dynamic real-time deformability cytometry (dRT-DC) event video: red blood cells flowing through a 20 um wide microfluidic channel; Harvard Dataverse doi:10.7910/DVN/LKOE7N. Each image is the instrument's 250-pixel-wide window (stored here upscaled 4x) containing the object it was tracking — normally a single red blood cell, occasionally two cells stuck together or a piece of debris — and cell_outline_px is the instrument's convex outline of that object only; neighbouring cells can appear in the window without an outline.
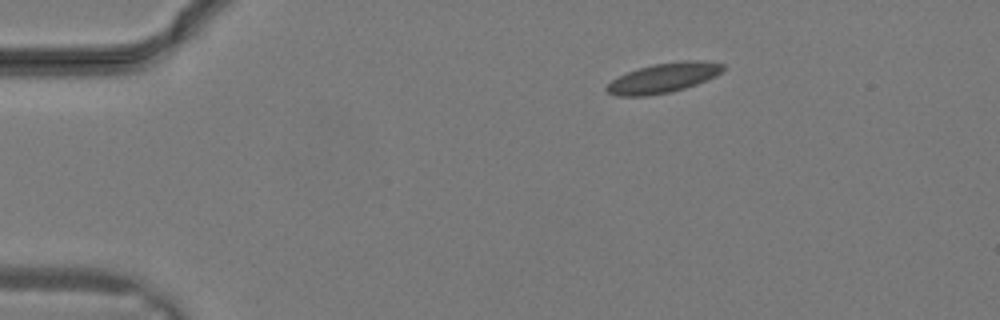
{"species": "common noctule bat (a hibernating species)", "species_latin": "Nyctalus noctula", "temperature_condition": "warm", "stored_images_in_passage": 28, "camera_frame_rate_fps": 3000, "um_per_image_px": 0.085, "animal": {"sex": "male", "body_mass_g": 19.2, "forearm_length_mm": 51.8}, "frame": {"image": 1, "passage_image": 1, "time_ms": 0.0, "image_size_px": [1000, 320], "cell_outline_px": [[724, 68], [716, 76], [696, 84], [672, 92], [648, 96], [616, 96], [608, 92], [604, 88], [612, 80], [628, 72], [640, 68], [656, 64], [680, 60], [696, 60], [724, 64]], "centroid_in_image_um": [56.38, 6.63], "position_along_channel_um": 28.6, "area_um2": 19.94}}
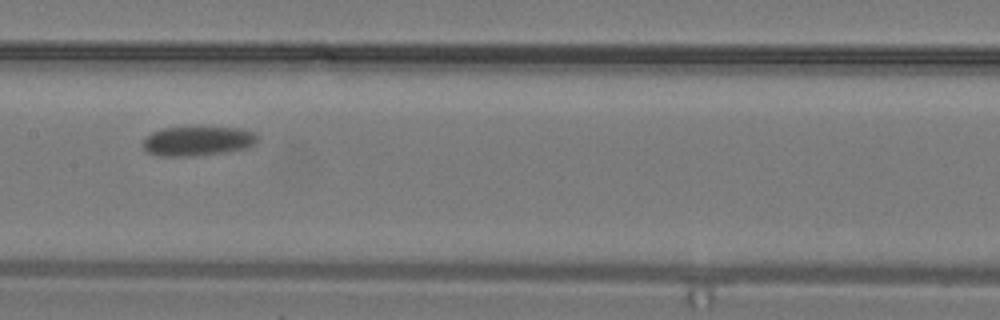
{"frame": {"image": 2, "passage_image": 12, "time_ms": 3.667, "image_size_px": [1000, 320], "cell_outline_px": [[260, 140], [256, 144], [248, 148], [228, 152], [196, 156], [160, 156], [144, 152], [144, 136], [152, 132], [164, 128], [244, 128], [256, 132]], "centroid_in_image_um": [16.86, 12.0], "position_along_channel_um": 190.5, "area_um2": 20.0}}
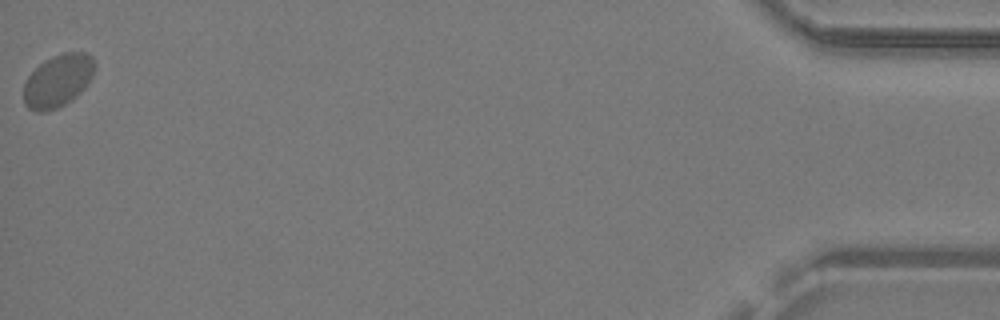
{"frame": {"image": 3, "passage_image": 28, "time_ms": 9.0, "image_size_px": [1000, 320], "cell_outline_px": [[96, 68], [92, 76], [84, 88], [72, 100], [56, 108], [44, 112], [36, 112], [28, 108], [24, 104], [24, 84], [28, 76], [44, 60], [52, 56], [64, 52], [88, 52], [96, 60]], "centroid_in_image_um": [4.95, 6.84], "position_along_channel_um": 430.3, "area_um2": 21.96}}